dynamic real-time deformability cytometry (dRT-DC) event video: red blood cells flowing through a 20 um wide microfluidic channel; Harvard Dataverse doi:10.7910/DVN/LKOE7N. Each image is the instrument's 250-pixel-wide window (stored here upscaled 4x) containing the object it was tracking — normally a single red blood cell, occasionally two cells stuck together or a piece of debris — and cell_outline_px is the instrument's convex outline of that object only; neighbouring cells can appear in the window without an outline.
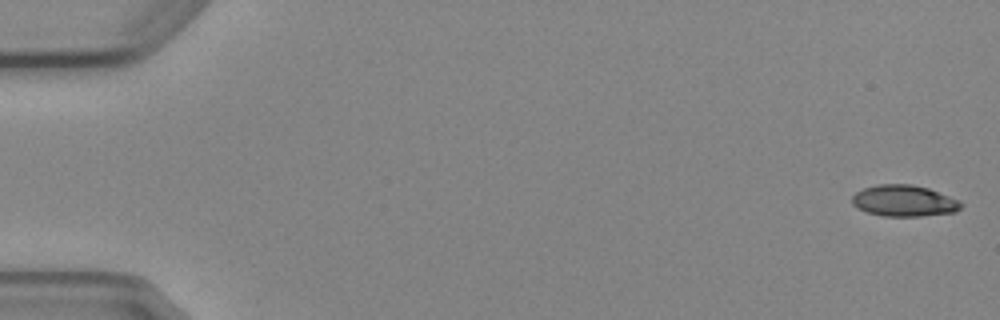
{"species": "Egyptian fruit bat (a non-hibernating species)", "species_latin": "Rousettus aegyptiacus", "temperature_condition": "cold", "stored_images_in_passage": 6, "camera_frame_rate_fps": 3000, "um_per_image_px": 0.085, "animal": {"sex": "female"}, "frame": {"image": 1, "passage_image": 1, "time_ms": 0.0, "image_size_px": [1000, 320], "cell_outline_px": [[964, 204], [956, 212], [920, 216], [884, 216], [868, 212], [852, 204], [852, 196], [856, 192], [864, 188], [876, 184], [912, 184], [928, 188], [960, 200]], "centroid_in_image_um": [76.87, 17.06], "position_along_channel_um": 8.1, "area_um2": 19.88}}
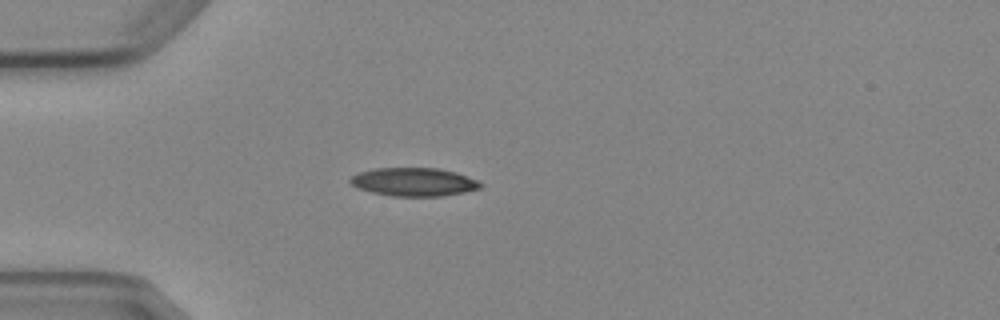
{"frame": {"image": 2, "passage_image": 5, "time_ms": 4.667, "image_size_px": [1000, 320], "cell_outline_px": [[484, 184], [480, 188], [464, 192], [444, 196], [392, 196], [372, 192], [356, 188], [348, 180], [352, 176], [360, 172], [372, 168], [440, 168], [456, 172], [476, 180]], "centroid_in_image_um": [35.17, 15.46], "position_along_channel_um": 49.8, "area_um2": 21.56}}